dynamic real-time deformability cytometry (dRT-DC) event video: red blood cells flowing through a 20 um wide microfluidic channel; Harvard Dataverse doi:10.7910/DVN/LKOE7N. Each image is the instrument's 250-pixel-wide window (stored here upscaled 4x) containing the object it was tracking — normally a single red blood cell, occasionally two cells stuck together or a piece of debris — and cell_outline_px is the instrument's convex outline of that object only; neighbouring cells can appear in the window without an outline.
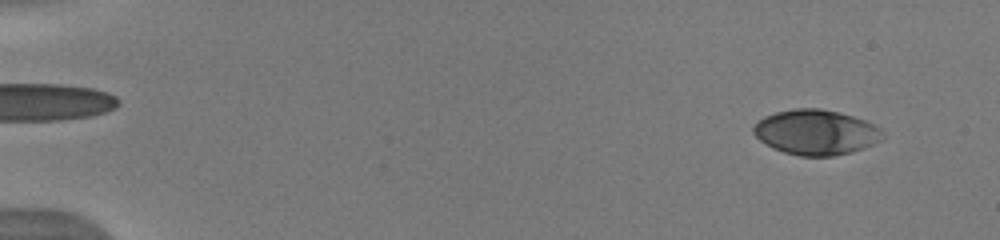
{"species": "human", "species_latin": "Homo sapiens", "temperature_condition": "warm", "stored_images_in_passage": 22, "camera_frame_rate_fps": 3000, "um_per_image_px": 0.085, "donor": {"sex": "male"}, "frame": {"image": 1, "passage_image": 3, "time_ms": 0.667, "image_size_px": [1000, 240], "cell_outline_px": [[884, 136], [880, 140], [864, 148], [852, 152], [832, 156], [800, 156], [784, 152], [772, 148], [760, 140], [752, 132], [752, 128], [764, 116], [776, 112], [792, 108], [820, 108], [840, 112], [876, 124], [884, 132]], "centroid_in_image_um": [69.37, 11.24], "position_along_channel_um": 15.6, "area_um2": 34.1}}
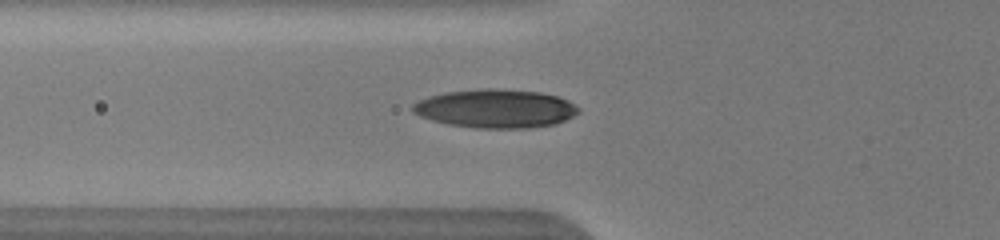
{"frame": {"image": 2, "passage_image": 16, "time_ms": 5.0, "image_size_px": [1000, 240], "cell_outline_px": [[580, 112], [556, 124], [532, 128], [476, 128], [448, 124], [432, 120], [420, 116], [412, 112], [412, 104], [428, 96], [444, 92], [480, 88], [492, 88], [540, 92], [556, 96], [568, 100], [580, 108]], "centroid_in_image_um": [42.12, 9.23], "position_along_channel_um": 83.7, "area_um2": 37.45}}
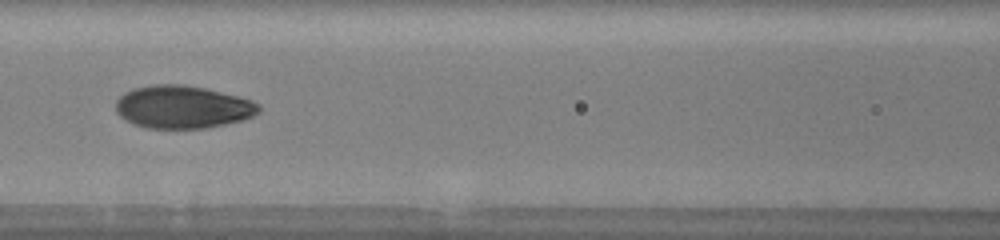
{"frame": {"image": 3, "passage_image": 20, "time_ms": 6.333, "image_size_px": [1000, 240], "cell_outline_px": [[260, 112], [244, 120], [208, 128], [148, 128], [136, 124], [120, 116], [116, 112], [116, 100], [124, 92], [132, 88], [156, 84], [184, 84], [204, 88], [240, 96], [252, 100], [260, 104]], "centroid_in_image_um": [15.56, 9.08], "position_along_channel_um": 151.0, "area_um2": 35.84}}